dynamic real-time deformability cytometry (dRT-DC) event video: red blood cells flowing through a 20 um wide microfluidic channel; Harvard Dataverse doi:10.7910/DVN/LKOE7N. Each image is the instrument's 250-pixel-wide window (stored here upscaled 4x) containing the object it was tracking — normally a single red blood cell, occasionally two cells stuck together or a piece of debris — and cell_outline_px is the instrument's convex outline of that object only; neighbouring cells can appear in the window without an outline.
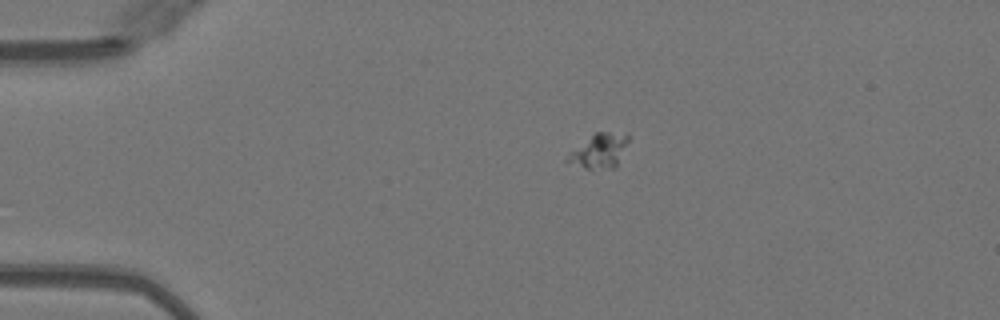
{"species": "Egyptian fruit bat (a non-hibernating species)", "species_latin": "Rousettus aegyptiacus", "temperature_condition": "warm", "stored_images_in_passage": 41, "camera_frame_rate_fps": 3000, "um_per_image_px": 0.085, "animal": {"sex": "female"}, "frame": {"image": 1, "passage_image": 1, "time_ms": 0.0, "image_size_px": [1000, 320], "cell_outline_px": [[628, 140], [616, 168], [584, 168], [564, 160], [572, 152], [596, 132], [628, 132]], "centroid_in_image_um": [51.0, 12.81], "position_along_channel_um": 34.0, "area_um2": 11.73}}
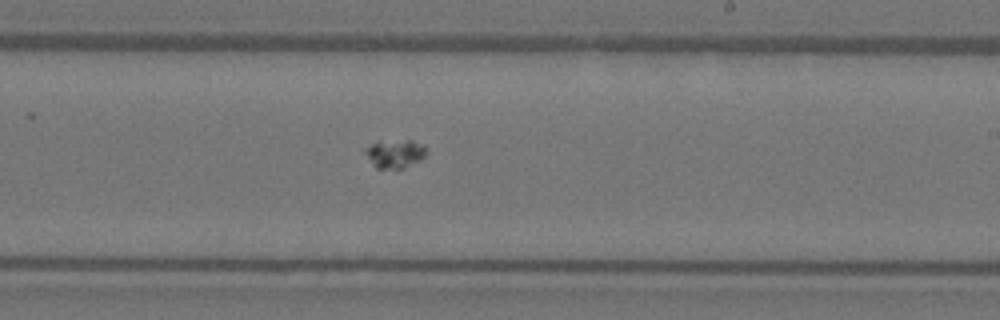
{"frame": {"image": 2, "passage_image": 21, "time_ms": 6.667, "image_size_px": [1000, 320], "cell_outline_px": [[424, 156], [420, 160], [404, 168], [376, 168], [372, 164], [364, 148], [376, 140], [412, 140], [424, 144]], "centroid_in_image_um": [33.55, 13.03], "position_along_channel_um": 255.5, "area_um2": 10.12}}
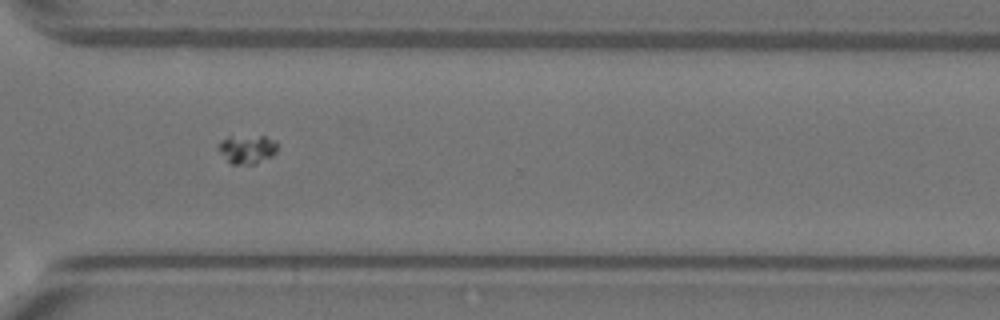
{"frame": {"image": 3, "passage_image": 28, "time_ms": 9.0, "image_size_px": [1000, 320], "cell_outline_px": [[280, 144], [276, 152], [272, 156], [256, 164], [232, 164], [220, 152], [216, 144], [220, 140], [228, 136], [264, 136], [276, 140]], "centroid_in_image_um": [21.04, 12.66], "position_along_channel_um": 349.6, "area_um2": 10.12}}